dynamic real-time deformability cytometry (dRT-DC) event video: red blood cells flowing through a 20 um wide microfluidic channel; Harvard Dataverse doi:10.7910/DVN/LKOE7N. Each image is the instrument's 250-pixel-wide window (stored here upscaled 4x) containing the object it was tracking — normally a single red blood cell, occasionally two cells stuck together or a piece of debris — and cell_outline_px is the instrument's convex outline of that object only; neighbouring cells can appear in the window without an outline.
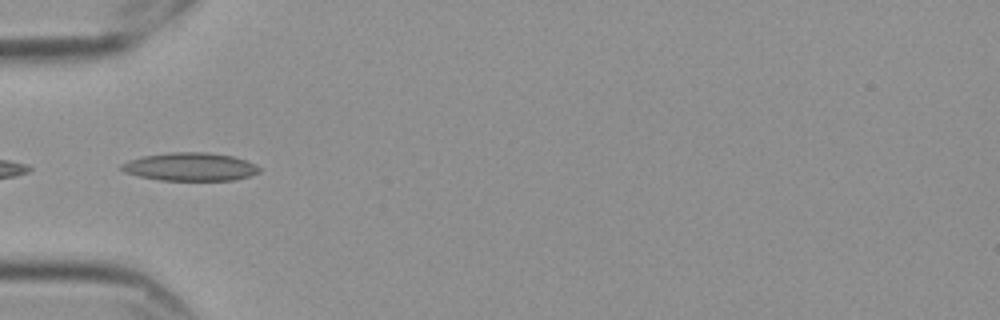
{"species": "Egyptian fruit bat (a non-hibernating species)", "species_latin": "Rousettus aegyptiacus", "temperature_condition": "cold", "stored_images_in_passage": 4, "camera_frame_rate_fps": 3000, "um_per_image_px": 0.085, "frame": {"image": 1, "passage_image": 1, "time_ms": 0.0, "image_size_px": [1000, 320], "cell_outline_px": [[260, 172], [248, 176], [232, 180], [160, 180], [140, 176], [124, 172], [120, 168], [120, 164], [128, 160], [140, 156], [168, 152], [208, 152], [232, 156], [244, 160], [260, 168]], "centroid_in_image_um": [16.1, 14.16], "position_along_channel_um": 68.9, "area_um2": 22.54}}